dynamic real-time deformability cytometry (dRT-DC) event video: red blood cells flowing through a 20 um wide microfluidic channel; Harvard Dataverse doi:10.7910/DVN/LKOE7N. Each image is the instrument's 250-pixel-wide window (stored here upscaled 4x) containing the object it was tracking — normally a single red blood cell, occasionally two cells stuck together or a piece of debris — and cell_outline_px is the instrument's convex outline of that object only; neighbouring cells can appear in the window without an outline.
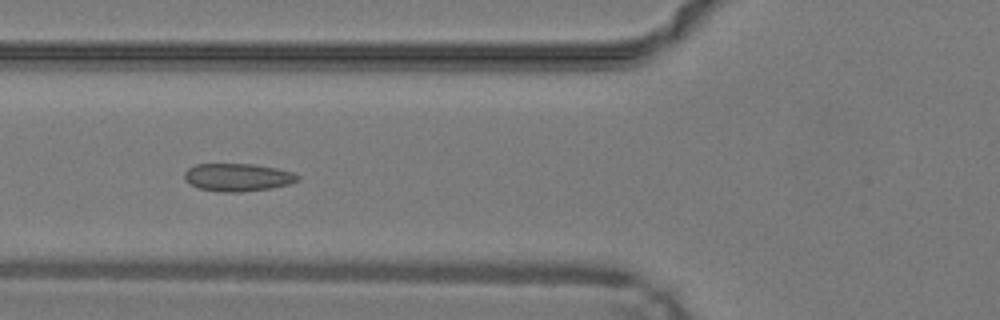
{"species": "common noctule bat (a hibernating species)", "species_latin": "Nyctalus noctula", "temperature_condition": "warm", "stored_images_in_passage": 47, "camera_frame_rate_fps": 3000, "um_per_image_px": 0.085, "animal": {"sex": "male", "body_mass_g": 19.2, "forearm_length_mm": 51.8}, "frame": {"image": 1, "passage_image": 18, "time_ms": 5.667, "image_size_px": [1000, 320], "cell_outline_px": [[300, 180], [288, 184], [272, 188], [240, 192], [220, 192], [200, 188], [184, 180], [184, 172], [188, 168], [196, 164], [252, 164], [276, 168], [292, 172], [300, 176]], "centroid_in_image_um": [20.21, 15.07], "position_along_channel_um": 105.6, "area_um2": 18.32}}
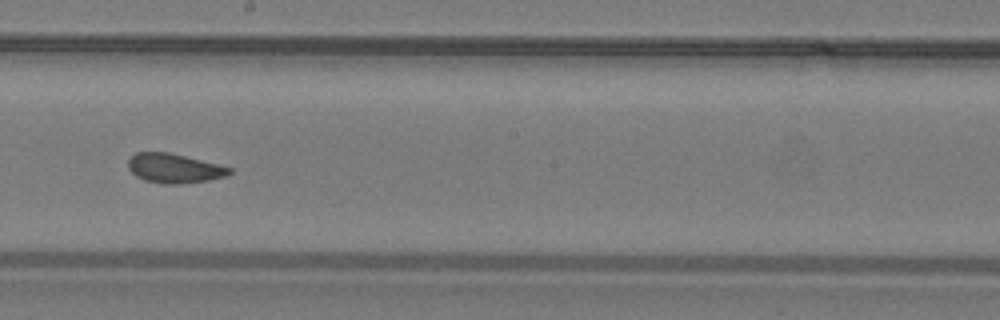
{"frame": {"image": 2, "passage_image": 27, "time_ms": 8.667, "image_size_px": [1000, 320], "cell_outline_px": [[232, 172], [224, 176], [208, 180], [180, 184], [164, 184], [144, 180], [136, 176], [128, 168], [128, 160], [136, 152], [168, 152], [220, 164], [232, 168]], "centroid_in_image_um": [14.81, 14.3], "position_along_channel_um": 233.4, "area_um2": 17.34}}
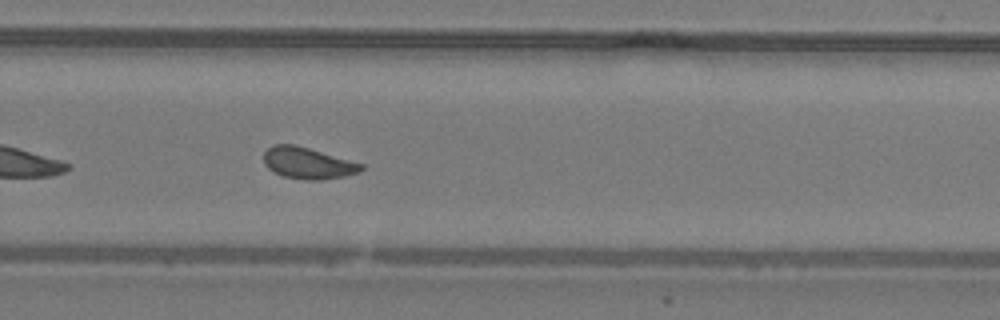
{"frame": {"image": 3, "passage_image": 32, "time_ms": 10.333, "image_size_px": [1000, 320], "cell_outline_px": [[364, 168], [360, 172], [344, 176], [320, 180], [308, 180], [284, 176], [268, 168], [264, 164], [264, 152], [272, 144], [296, 144], [364, 164]], "centroid_in_image_um": [26.17, 13.85], "position_along_channel_um": 303.6, "area_um2": 17.86}, "authors_computed_cell_mechanics": {"area_um2": 18.0336, "velocity_mm_per_s": 4.2591, "shape_relaxation_time_tau1_ms": null, "shape_relaxation_time_tau2_ms": 1.1986, "deformation_change_tau1": null, "deformation_change_tau2": 0.0547}}